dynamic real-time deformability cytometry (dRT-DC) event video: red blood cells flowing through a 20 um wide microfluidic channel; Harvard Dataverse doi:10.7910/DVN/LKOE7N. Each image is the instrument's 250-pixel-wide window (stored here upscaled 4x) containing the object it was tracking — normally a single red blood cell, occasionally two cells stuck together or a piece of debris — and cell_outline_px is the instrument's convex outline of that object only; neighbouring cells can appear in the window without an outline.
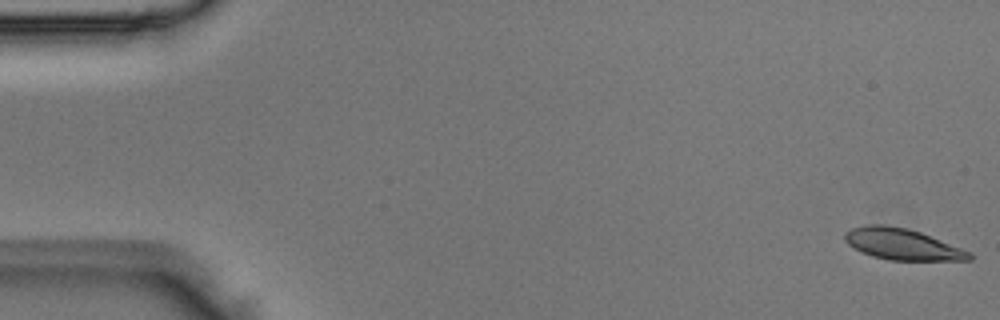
{"species": "Egyptian fruit bat (a non-hibernating species)", "species_latin": "Rousettus aegyptiacus", "temperature_condition": "room temperature", "stored_images_in_passage": 5, "camera_frame_rate_fps": 3000, "um_per_image_px": 0.085, "animal": {"sex": "male"}, "frame": {"image": 1, "passage_image": 1, "time_ms": 0.0, "image_size_px": [1000, 320], "cell_outline_px": [[972, 260], [888, 260], [872, 256], [860, 252], [848, 244], [844, 240], [844, 232], [852, 228], [864, 224], [884, 224], [908, 228], [920, 232], [972, 252]], "centroid_in_image_um": [76.65, 20.75], "position_along_channel_um": 8.3, "area_um2": 22.83}}